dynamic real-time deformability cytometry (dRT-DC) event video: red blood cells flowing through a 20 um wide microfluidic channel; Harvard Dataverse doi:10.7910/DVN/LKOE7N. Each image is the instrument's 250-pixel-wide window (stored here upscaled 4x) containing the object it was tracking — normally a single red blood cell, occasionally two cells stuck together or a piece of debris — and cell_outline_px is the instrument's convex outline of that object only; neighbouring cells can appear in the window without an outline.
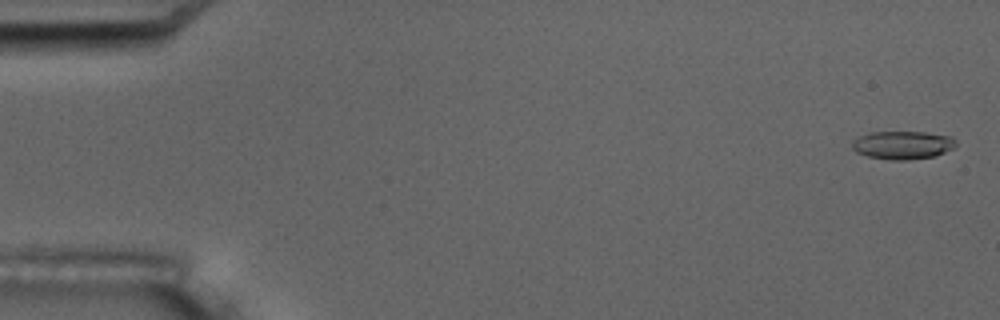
{"species": "common noctule bat (a hibernating species)", "species_latin": "Nyctalus noctula", "temperature_condition": "room temperature", "stored_images_in_passage": 17, "camera_frame_rate_fps": 3000, "um_per_image_px": 0.085, "animal": {"sex": "male", "body_mass_g": 17.5, "forearm_length_mm": 52.3}, "frame": {"image": 1, "passage_image": 1, "time_ms": 0.0, "image_size_px": [1000, 320], "cell_outline_px": [[956, 148], [936, 156], [908, 160], [892, 160], [868, 156], [856, 152], [852, 148], [852, 140], [860, 136], [872, 132], [924, 132], [952, 136], [956, 140]], "centroid_in_image_um": [76.77, 12.33], "position_along_channel_um": 8.2, "area_um2": 17.22}}
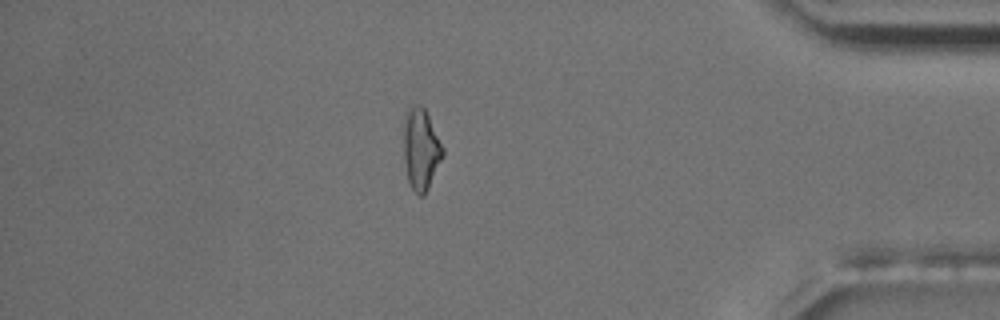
{"frame": {"image": 2, "passage_image": 15, "time_ms": 16.333, "image_size_px": [1000, 320], "cell_outline_px": [[444, 156], [424, 196], [420, 196], [412, 188], [408, 180], [404, 160], [404, 112], [408, 104], [420, 104], [424, 108], [444, 148]], "centroid_in_image_um": [35.77, 12.63], "position_along_channel_um": 399.4, "area_um2": 18.73}, "authors_computed_cell_mechanics": {"area_um2": 17.2244, "velocity_mm_per_s": 3.4859, "shape_relaxation_time_tau1_ms": null, "shape_relaxation_time_tau2_ms": 6.5097, "deformation_change_tau1": null, "deformation_change_tau2": 0.1536}}